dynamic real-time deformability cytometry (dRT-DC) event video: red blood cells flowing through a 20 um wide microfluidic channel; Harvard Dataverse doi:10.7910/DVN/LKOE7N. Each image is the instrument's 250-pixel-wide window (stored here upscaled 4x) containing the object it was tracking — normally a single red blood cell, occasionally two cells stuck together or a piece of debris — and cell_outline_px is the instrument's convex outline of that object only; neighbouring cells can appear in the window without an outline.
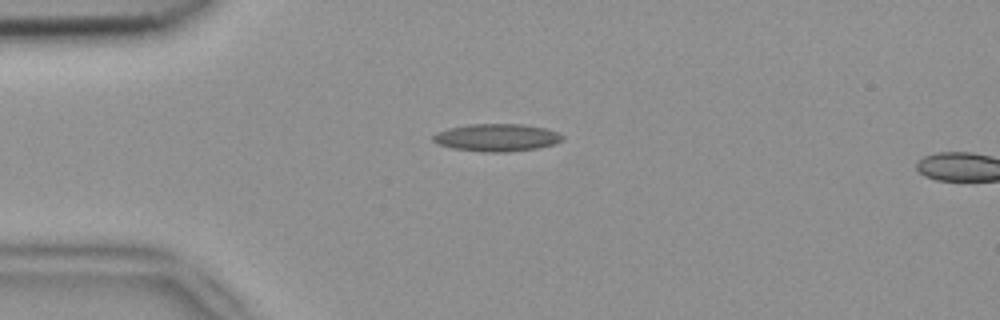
{"species": "common noctule bat (a hibernating species)", "species_latin": "Nyctalus noctula", "temperature_condition": "room temperature", "stored_images_in_passage": 2, "camera_frame_rate_fps": 3000, "um_per_image_px": 0.085, "animal": {"sex": "female", "body_mass_g": 18.4}, "frame": {"image": 1, "passage_image": 1, "time_ms": 0.0, "image_size_px": [1000, 320], "cell_outline_px": [[564, 140], [556, 144], [540, 148], [508, 152], [484, 152], [452, 148], [440, 144], [432, 140], [432, 136], [436, 132], [448, 128], [468, 124], [524, 124], [544, 128], [556, 132], [564, 136]], "centroid_in_image_um": [42.25, 11.69], "position_along_channel_um": 42.8, "area_um2": 20.92}}